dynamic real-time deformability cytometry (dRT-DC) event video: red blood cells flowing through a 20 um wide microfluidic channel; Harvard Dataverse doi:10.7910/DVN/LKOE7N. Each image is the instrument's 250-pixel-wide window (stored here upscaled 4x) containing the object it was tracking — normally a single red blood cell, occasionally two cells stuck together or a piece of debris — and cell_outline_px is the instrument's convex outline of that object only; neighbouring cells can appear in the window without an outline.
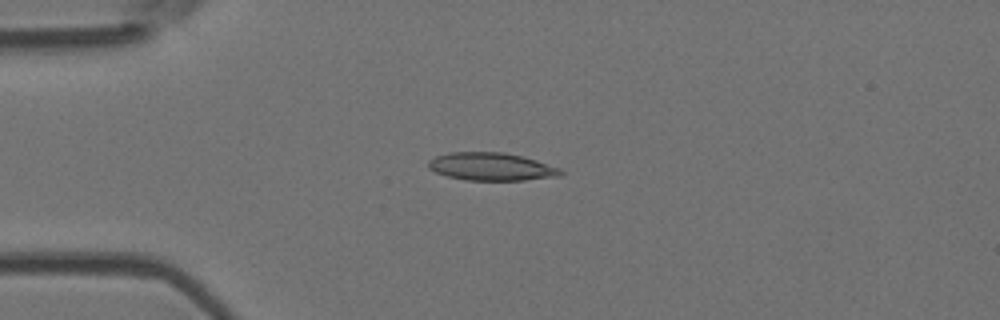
{"species": "Egyptian fruit bat (a non-hibernating species)", "species_latin": "Rousettus aegyptiacus", "temperature_condition": "room temperature", "stored_images_in_passage": 1, "camera_frame_rate_fps": 3000, "um_per_image_px": 0.085, "animal": {"sex": "female"}, "frame": {"image": 1, "passage_image": 1, "time_ms": 0.0, "image_size_px": [1000, 320], "cell_outline_px": [[564, 172], [560, 176], [524, 180], [464, 180], [448, 176], [436, 172], [428, 168], [428, 160], [436, 156], [448, 152], [504, 152], [536, 160], [560, 168]], "centroid_in_image_um": [41.75, 14.16], "position_along_channel_um": 43.3, "area_um2": 21.44}}